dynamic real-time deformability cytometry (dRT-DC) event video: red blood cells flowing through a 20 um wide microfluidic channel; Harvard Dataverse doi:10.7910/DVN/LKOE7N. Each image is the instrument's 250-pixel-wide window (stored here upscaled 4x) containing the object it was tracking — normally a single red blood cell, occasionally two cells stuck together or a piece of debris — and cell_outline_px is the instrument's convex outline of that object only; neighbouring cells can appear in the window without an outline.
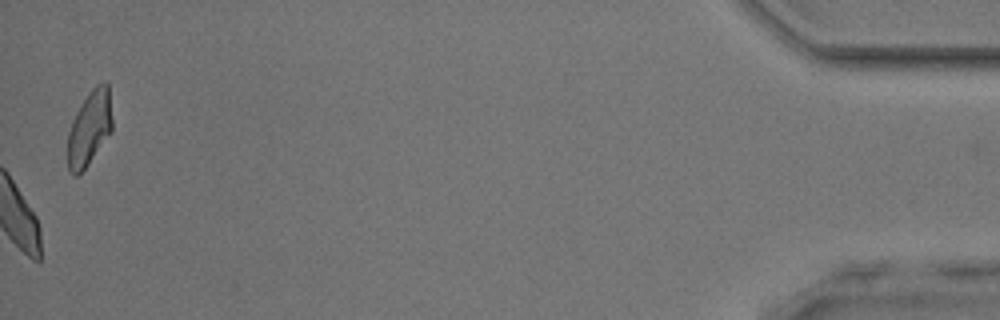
{"species": "common noctule bat (a hibernating species)", "species_latin": "Nyctalus noctula", "temperature_condition": "room temperature", "stored_images_in_passage": 39, "camera_frame_rate_fps": 3000, "um_per_image_px": 0.085, "animal": {"sex": "male", "body_mass_g": 17.9, "forearm_length_mm": 54.2}, "frame": {"image": 1, "passage_image": 39, "time_ms": 12.667, "image_size_px": [1000, 320], "cell_outline_px": [[112, 132], [88, 164], [76, 176], [72, 176], [68, 172], [68, 132], [72, 120], [76, 112], [88, 92], [96, 84], [104, 80], [108, 84], [112, 120]], "centroid_in_image_um": [7.6, 10.88], "position_along_channel_um": 427.6, "area_um2": 19.54}, "authors_computed_cell_mechanics": {"area_um2": 20.7502, "velocity_mm_per_s": 4.1211, "shape_relaxation_time_tau1_ms": 2.6979, "shape_relaxation_time_tau2_ms": 1.7996, "deformation_change_tau1": 0.0877, "deformation_change_tau2": 0.062}}